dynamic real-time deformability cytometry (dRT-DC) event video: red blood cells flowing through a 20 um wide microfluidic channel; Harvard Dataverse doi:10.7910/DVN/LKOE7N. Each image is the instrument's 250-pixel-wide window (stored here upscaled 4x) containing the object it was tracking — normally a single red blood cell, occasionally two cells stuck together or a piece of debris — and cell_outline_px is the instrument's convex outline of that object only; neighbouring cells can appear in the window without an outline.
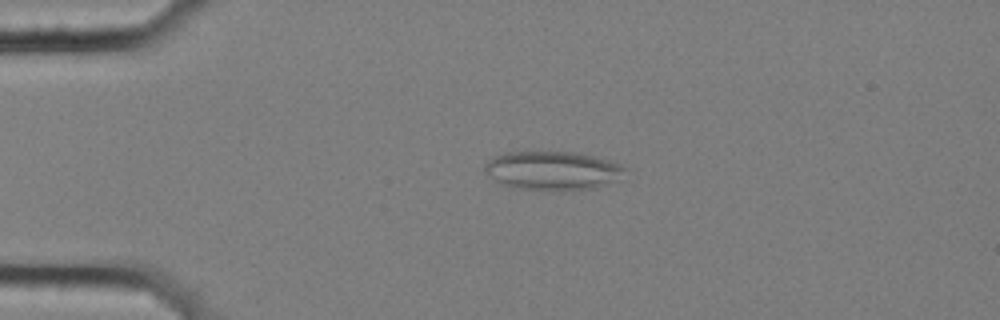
{"species": "common noctule bat (a hibernating species)", "species_latin": "Nyctalus noctula", "temperature_condition": "cold", "stored_images_in_passage": 8, "camera_frame_rate_fps": 3000, "um_per_image_px": 0.085, "animal": {"sex": "female", "body_mass_g": 25.1}, "frame": {"image": 1, "passage_image": 4, "time_ms": 1.0, "image_size_px": [1000, 320], "cell_outline_px": [[628, 168], [612, 180], [596, 188], [564, 192], [552, 192], [512, 188], [500, 184], [484, 172], [484, 164], [492, 156], [504, 152], [528, 148], [576, 152], [608, 160], [620, 164]], "centroid_in_image_um": [46.83, 14.47], "position_along_channel_um": 38.2, "area_um2": 33.23}}